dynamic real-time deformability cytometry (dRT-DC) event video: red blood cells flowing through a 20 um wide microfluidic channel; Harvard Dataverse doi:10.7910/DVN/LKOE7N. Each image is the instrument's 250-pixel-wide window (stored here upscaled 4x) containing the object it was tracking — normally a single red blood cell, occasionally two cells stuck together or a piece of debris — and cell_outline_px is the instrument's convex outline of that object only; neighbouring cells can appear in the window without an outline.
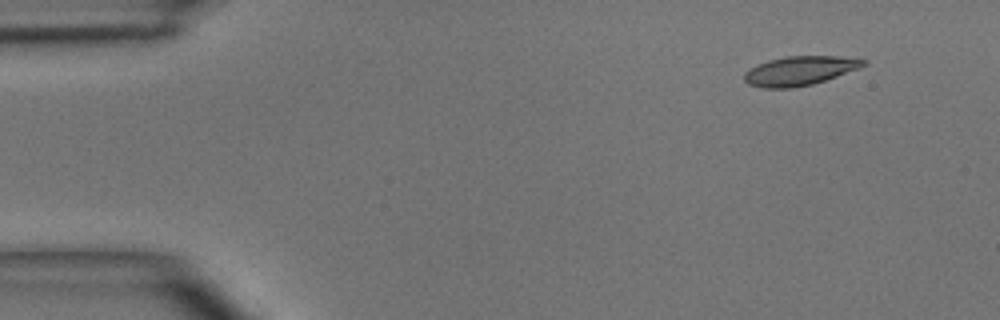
{"species": "common noctule bat (a hibernating species)", "species_latin": "Nyctalus noctula", "temperature_condition": "room temperature", "stored_images_in_passage": 6, "camera_frame_rate_fps": 3000, "um_per_image_px": 0.085, "animal": {"sex": "male", "body_mass_g": 15.6}, "frame": {"image": 1, "passage_image": 2, "time_ms": 1.333, "image_size_px": [1000, 320], "cell_outline_px": [[868, 64], [860, 68], [812, 84], [792, 88], [764, 88], [748, 84], [744, 80], [744, 72], [748, 68], [756, 64], [768, 60], [784, 56], [836, 56], [868, 60]], "centroid_in_image_um": [67.94, 6.01], "position_along_channel_um": 17.1, "area_um2": 20.35}}
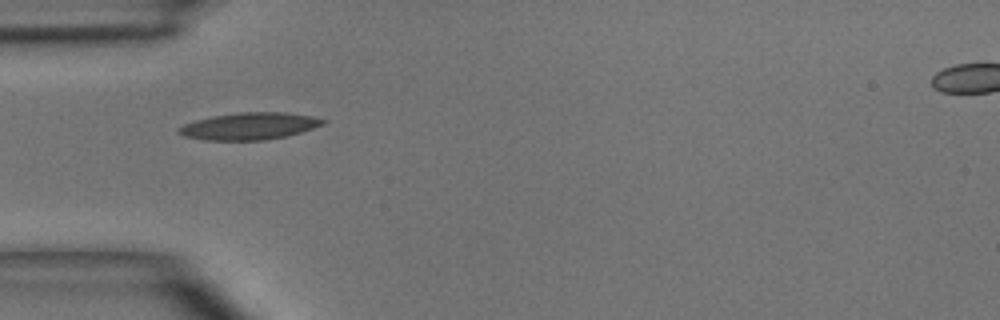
{"frame": {"image": 2, "passage_image": 5, "time_ms": 4.667, "image_size_px": [1000, 320], "cell_outline_px": [[328, 120], [324, 124], [300, 132], [284, 136], [264, 140], [204, 140], [184, 136], [176, 132], [176, 128], [184, 124], [196, 120], [212, 116], [240, 112], [284, 112], [312, 116]], "centroid_in_image_um": [21.16, 10.71], "position_along_channel_um": 63.8, "area_um2": 22.66}}